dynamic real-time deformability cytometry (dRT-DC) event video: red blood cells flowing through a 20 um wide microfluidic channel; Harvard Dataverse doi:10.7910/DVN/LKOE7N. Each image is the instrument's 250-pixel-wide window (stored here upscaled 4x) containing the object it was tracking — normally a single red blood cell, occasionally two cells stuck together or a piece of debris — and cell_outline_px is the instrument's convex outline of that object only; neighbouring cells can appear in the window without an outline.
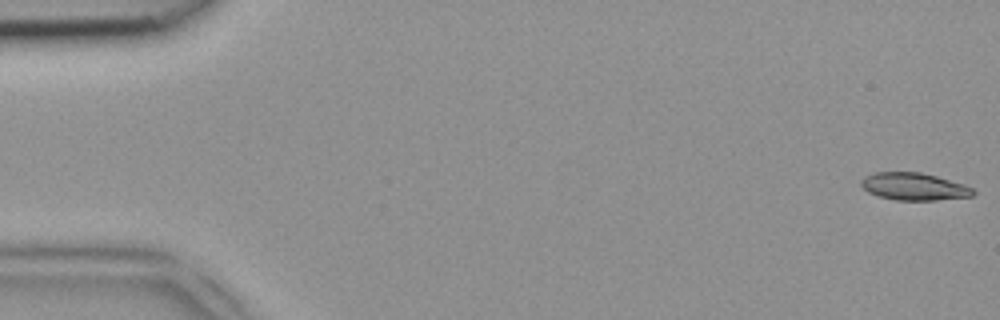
{"species": "common noctule bat (a hibernating species)", "species_latin": "Nyctalus noctula", "temperature_condition": "room temperature", "stored_images_in_passage": 47, "camera_frame_rate_fps": 3000, "um_per_image_px": 0.085, "animal": {"sex": "female", "body_mass_g": 18.4}, "frame": {"image": 1, "passage_image": 1, "time_ms": 0.0, "image_size_px": [1000, 320], "cell_outline_px": [[976, 192], [972, 196], [936, 200], [896, 200], [880, 196], [868, 192], [860, 184], [860, 180], [864, 176], [872, 172], [920, 172], [936, 176], [964, 184], [972, 188]], "centroid_in_image_um": [77.67, 15.85], "position_along_channel_um": 7.3, "area_um2": 17.86}}
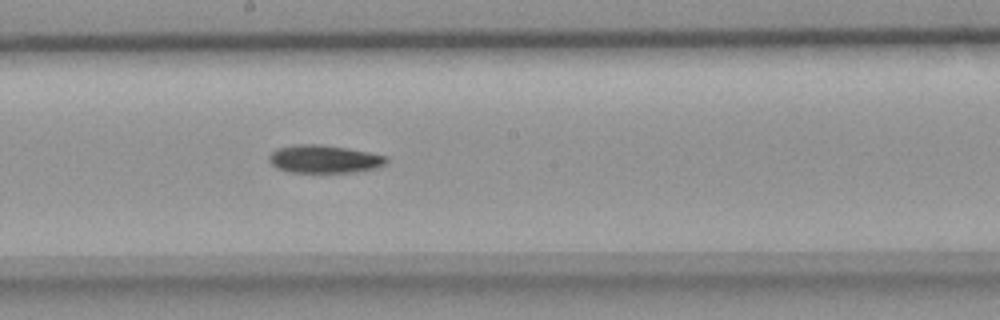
{"frame": {"image": 2, "passage_image": 26, "time_ms": 8.333, "image_size_px": [1000, 320], "cell_outline_px": [[388, 160], [384, 164], [376, 168], [352, 172], [292, 172], [276, 168], [268, 160], [268, 156], [276, 148], [296, 144], [320, 144], [348, 148], [388, 156]], "centroid_in_image_um": [27.54, 13.51], "position_along_channel_um": 220.7, "area_um2": 19.13}}
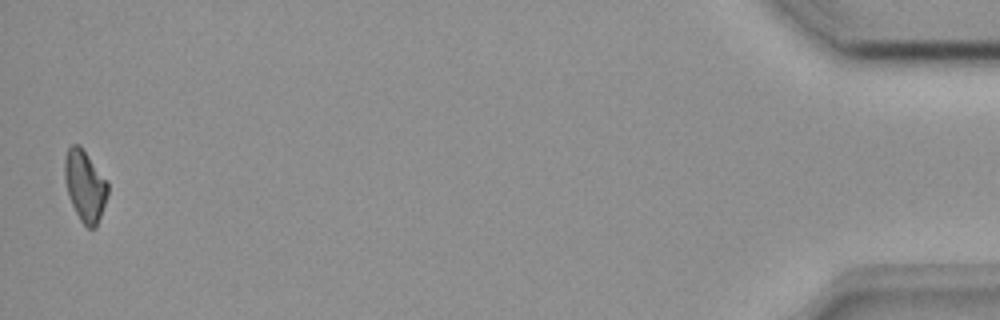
{"frame": {"image": 3, "passage_image": 47, "time_ms": 15.333, "image_size_px": [1000, 320], "cell_outline_px": [[108, 196], [96, 228], [88, 228], [80, 220], [68, 196], [64, 180], [64, 160], [68, 148], [72, 144], [80, 144], [108, 180]], "centroid_in_image_um": [7.23, 15.77], "position_along_channel_um": 428.0, "area_um2": 18.21}}